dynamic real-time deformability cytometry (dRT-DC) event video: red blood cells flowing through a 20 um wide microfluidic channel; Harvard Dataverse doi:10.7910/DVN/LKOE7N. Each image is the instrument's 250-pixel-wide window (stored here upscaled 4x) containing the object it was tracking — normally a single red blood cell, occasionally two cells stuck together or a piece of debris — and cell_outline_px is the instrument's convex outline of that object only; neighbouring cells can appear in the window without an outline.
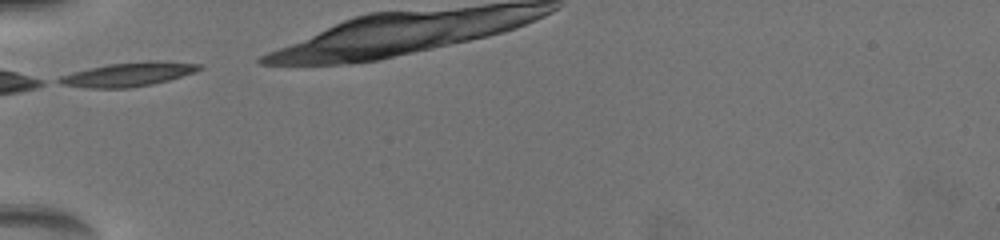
{"species": "common noctule bat (a hibernating species)", "species_latin": "Nyctalus noctula", "temperature_condition": "warm", "stored_images_in_passage": 11, "camera_frame_rate_fps": 3000, "um_per_image_px": 0.085, "animal": {"sex": "female", "body_mass_g": 19.5, "forearm_length_mm": 54.1}, "frame": {"image": 1, "passage_image": 1, "time_ms": 0.0, "image_size_px": [1000, 240], "cell_outline_px": [[200, 68], [192, 72], [168, 80], [128, 88], [92, 88], [60, 84], [52, 80], [60, 76], [72, 72], [88, 68], [108, 64], [144, 60], [168, 60], [200, 64]], "centroid_in_image_um": [10.83, 6.3], "position_along_channel_um": 74.2, "area_um2": 19.59}}